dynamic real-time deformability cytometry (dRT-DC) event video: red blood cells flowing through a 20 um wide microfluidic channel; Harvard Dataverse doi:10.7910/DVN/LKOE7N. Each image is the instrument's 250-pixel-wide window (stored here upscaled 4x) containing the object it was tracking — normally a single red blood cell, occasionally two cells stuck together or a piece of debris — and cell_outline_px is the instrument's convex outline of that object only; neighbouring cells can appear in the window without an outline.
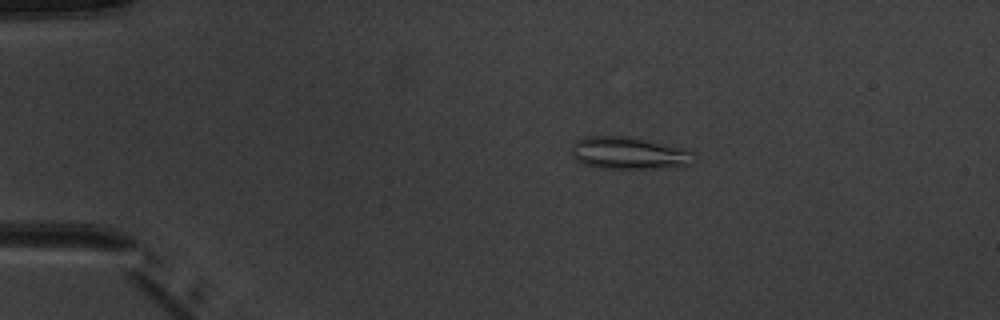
{"species": "common noctule bat (a hibernating species)", "species_latin": "Nyctalus noctula", "temperature_condition": "warm", "stored_images_in_passage": 5, "camera_frame_rate_fps": 3000, "um_per_image_px": 0.085, "animal": {"sex": "male", "body_mass_g": 20.1, "forearm_length_mm": 53.5}, "frame": {"image": 1, "passage_image": 2, "time_ms": 1.333, "image_size_px": [1000, 320], "cell_outline_px": [[696, 160], [692, 164], [664, 168], [600, 168], [584, 164], [572, 156], [572, 144], [576, 140], [584, 136], [628, 136], [684, 148], [692, 152], [696, 156]], "centroid_in_image_um": [53.47, 13.01], "position_along_channel_um": 31.5, "area_um2": 23.12}}
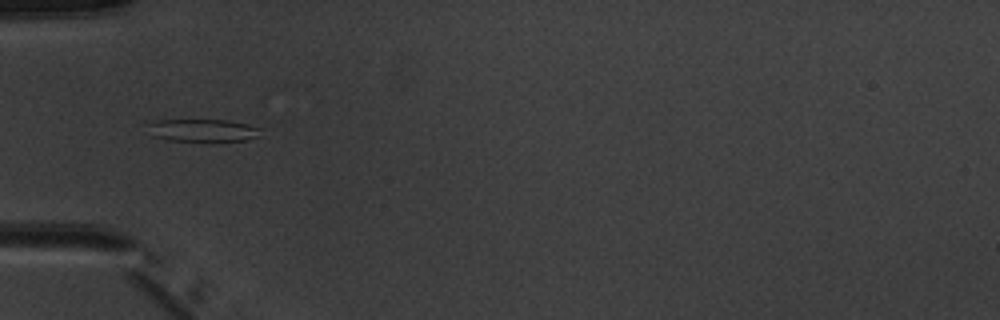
{"frame": {"image": 2, "passage_image": 4, "time_ms": 3.667, "image_size_px": [1000, 320], "cell_outline_px": [[264, 128], [260, 136], [248, 140], [168, 140], [152, 136], [144, 124], [156, 120], [228, 120], [248, 124]], "centroid_in_image_um": [17.25, 11.06], "position_along_channel_um": 67.8, "area_um2": 14.97}}
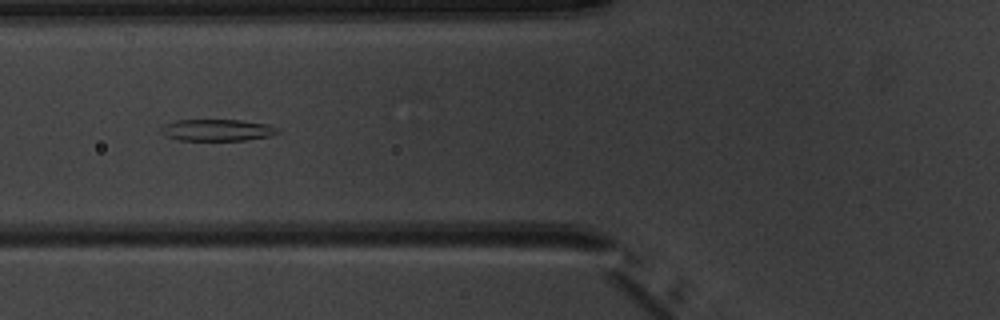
{"frame": {"image": 3, "passage_image": 5, "time_ms": 4.667, "image_size_px": [1000, 320], "cell_outline_px": [[280, 132], [268, 136], [244, 140], [176, 140], [160, 132], [160, 128], [164, 124], [176, 120], [240, 120], [268, 124], [276, 128]], "centroid_in_image_um": [18.42, 11.05], "position_along_channel_um": 107.4, "area_um2": 14.62}}